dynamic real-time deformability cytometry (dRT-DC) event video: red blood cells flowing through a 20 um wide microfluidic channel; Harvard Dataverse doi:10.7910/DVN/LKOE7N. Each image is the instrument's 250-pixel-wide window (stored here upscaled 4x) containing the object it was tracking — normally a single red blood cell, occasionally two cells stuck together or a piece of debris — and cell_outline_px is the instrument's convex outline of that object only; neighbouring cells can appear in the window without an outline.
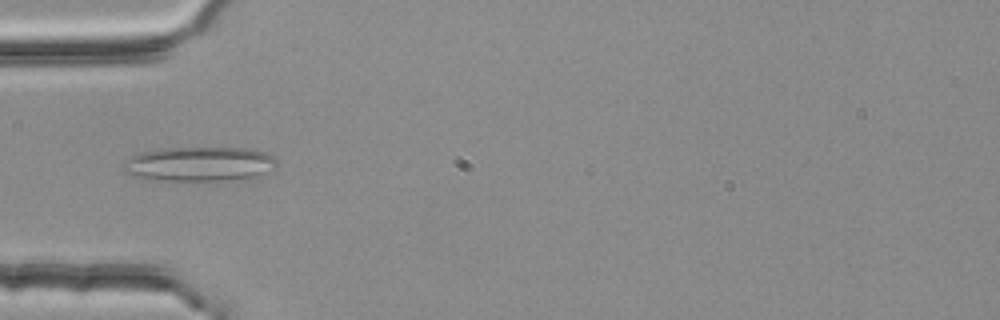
{"species": "common noctule bat (a hibernating species)", "species_latin": "Nyctalus noctula", "temperature_condition": "room temperature", "stored_images_in_passage": 5, "camera_frame_rate_fps": 3000, "um_per_image_px": 0.085, "animal": {"sex": "female", "body_mass_g": 25.1}, "frame": {"image": 1, "passage_image": 4, "time_ms": 1.0, "image_size_px": [1000, 320], "cell_outline_px": [[276, 168], [256, 180], [148, 180], [132, 176], [124, 172], [120, 164], [132, 156], [140, 152], [160, 148], [248, 148], [268, 152], [276, 156]], "centroid_in_image_um": [17.02, 13.96], "position_along_channel_um": 68.0, "area_um2": 31.96}}